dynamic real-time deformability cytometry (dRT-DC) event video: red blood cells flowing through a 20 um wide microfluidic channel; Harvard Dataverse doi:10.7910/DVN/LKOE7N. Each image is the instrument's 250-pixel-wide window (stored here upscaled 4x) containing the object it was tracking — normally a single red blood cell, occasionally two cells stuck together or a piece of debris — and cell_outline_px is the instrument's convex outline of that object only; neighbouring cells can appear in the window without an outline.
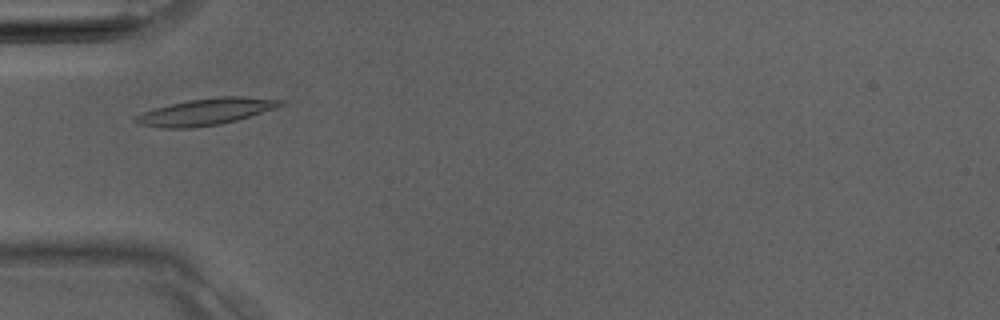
{"species": "Egyptian fruit bat (a non-hibernating species)", "species_latin": "Rousettus aegyptiacus", "temperature_condition": "room temperature", "stored_images_in_passage": 33, "camera_frame_rate_fps": 3000, "um_per_image_px": 0.085, "animal": {"sex": "male"}, "frame": {"image": 1, "passage_image": 8, "time_ms": 2.333, "image_size_px": [1000, 320], "cell_outline_px": [[288, 104], [276, 108], [236, 120], [220, 124], [196, 128], [160, 128], [140, 124], [132, 120], [132, 116], [152, 108], [188, 100], [224, 96], [240, 96], [288, 100]], "centroid_in_image_um": [17.5, 9.5], "position_along_channel_um": 67.5, "area_um2": 22.83}}
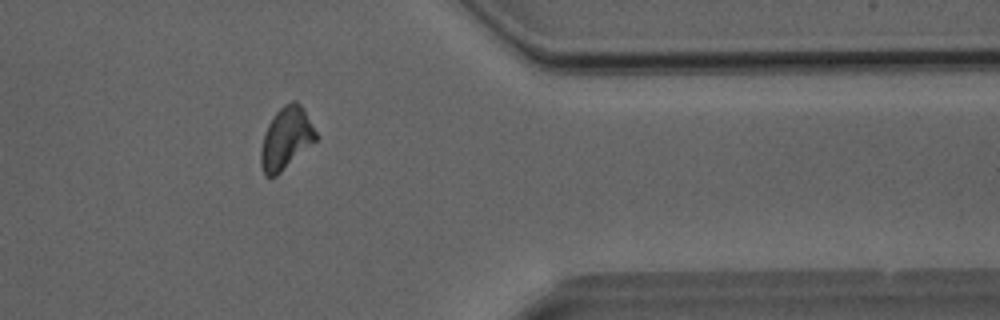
{"frame": {"image": 2, "passage_image": 26, "time_ms": 8.333, "image_size_px": [1000, 320], "cell_outline_px": [[316, 140], [276, 176], [264, 176], [260, 164], [260, 152], [264, 132], [268, 124], [276, 112], [284, 104], [292, 100], [296, 100], [304, 108], [316, 132]], "centroid_in_image_um": [24.29, 11.74], "position_along_channel_um": 387.1, "area_um2": 19.77}}
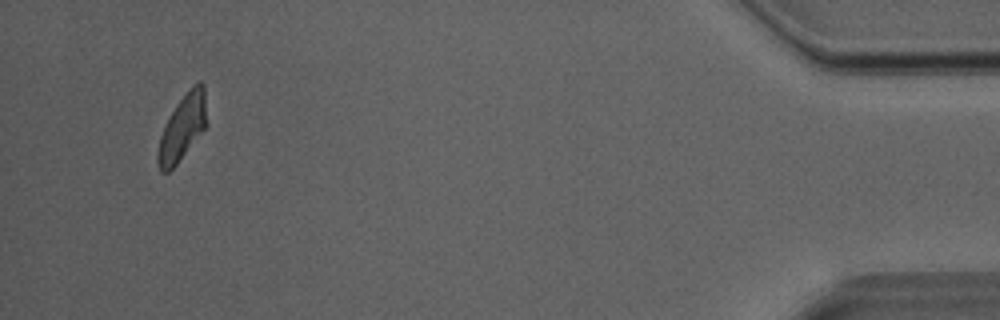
{"frame": {"image": 3, "passage_image": 31, "time_ms": 10.0, "image_size_px": [1000, 320], "cell_outline_px": [[208, 124], [176, 164], [168, 172], [160, 172], [156, 160], [156, 156], [160, 136], [176, 104], [200, 80], [204, 84]], "centroid_in_image_um": [15.52, 10.87], "position_along_channel_um": 419.7, "area_um2": 18.32}}